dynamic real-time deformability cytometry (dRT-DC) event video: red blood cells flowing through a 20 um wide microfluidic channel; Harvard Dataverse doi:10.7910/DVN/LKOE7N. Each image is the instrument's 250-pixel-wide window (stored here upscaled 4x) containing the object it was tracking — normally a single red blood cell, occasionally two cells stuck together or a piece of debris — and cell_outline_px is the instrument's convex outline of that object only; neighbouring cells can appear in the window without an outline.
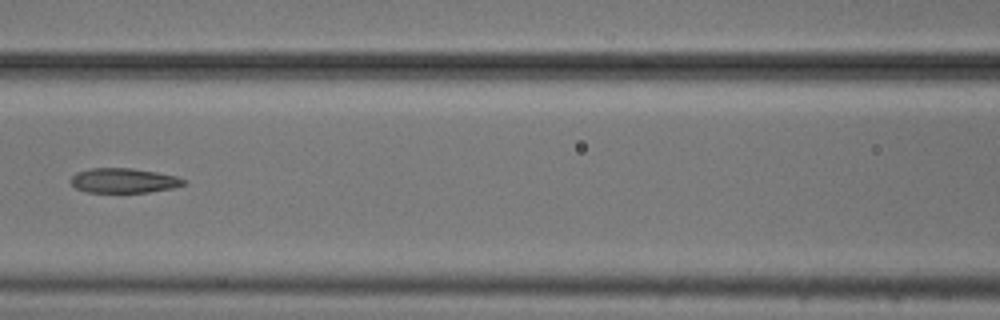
{"species": "common noctule bat (a hibernating species)", "species_latin": "Nyctalus noctula", "temperature_condition": "cold", "stored_images_in_passage": 5, "camera_frame_rate_fps": 3000, "um_per_image_px": 0.085, "animal": {"sex": "male", "body_mass_g": 20.5, "forearm_length_mm": 52.5}, "frame": {"image": 1, "passage_image": 5, "time_ms": 1.333, "image_size_px": [1000, 320], "cell_outline_px": [[188, 184], [172, 188], [148, 192], [88, 192], [76, 188], [72, 184], [72, 176], [76, 172], [92, 168], [132, 168], [156, 172], [176, 176], [188, 180]], "centroid_in_image_um": [10.57, 15.34], "position_along_channel_um": 156.0, "area_um2": 16.24}}